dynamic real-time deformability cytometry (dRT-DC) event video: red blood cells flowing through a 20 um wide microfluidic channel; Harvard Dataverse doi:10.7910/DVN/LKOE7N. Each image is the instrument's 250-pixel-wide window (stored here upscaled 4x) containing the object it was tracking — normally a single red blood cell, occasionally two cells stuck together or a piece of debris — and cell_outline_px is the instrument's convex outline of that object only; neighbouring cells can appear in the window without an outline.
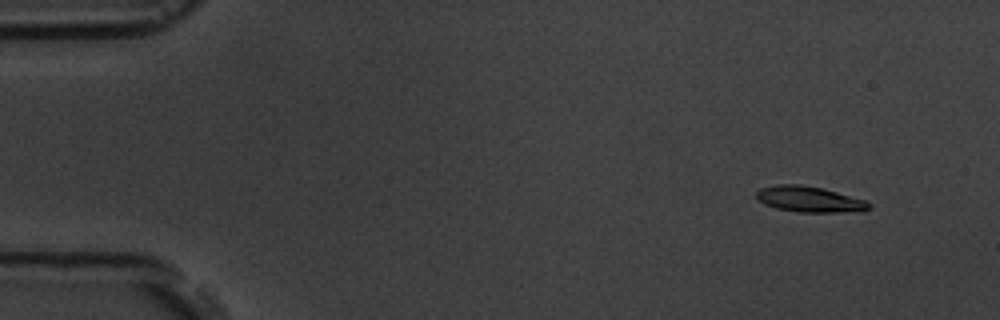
{"species": "common noctule bat (a hibernating species)", "species_latin": "Nyctalus noctula", "temperature_condition": "room temperature", "stored_images_in_passage": 6, "camera_frame_rate_fps": 3000, "um_per_image_px": 0.085, "animal": {"sex": "male", "body_mass_g": 19.5, "forearm_length_mm": 54.6}, "frame": {"image": 1, "passage_image": 2, "time_ms": 1.0, "image_size_px": [1000, 320], "cell_outline_px": [[872, 208], [864, 212], [800, 212], [776, 208], [764, 204], [756, 196], [756, 192], [760, 188], [776, 184], [800, 184], [820, 188], [836, 192], [864, 200], [872, 204]], "centroid_in_image_um": [68.83, 16.95], "position_along_channel_um": 16.2, "area_um2": 16.94}}